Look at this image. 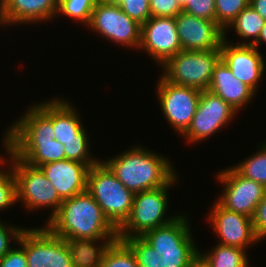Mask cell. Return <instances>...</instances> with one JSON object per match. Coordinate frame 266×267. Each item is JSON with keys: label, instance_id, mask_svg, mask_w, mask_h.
<instances>
[{"label": "cell", "instance_id": "d4e9b609", "mask_svg": "<svg viewBox=\"0 0 266 267\" xmlns=\"http://www.w3.org/2000/svg\"><path fill=\"white\" fill-rule=\"evenodd\" d=\"M245 251V249L218 243L211 252L202 254L199 251V254L210 267H245L249 265L248 254Z\"/></svg>", "mask_w": 266, "mask_h": 267}, {"label": "cell", "instance_id": "d6a6232c", "mask_svg": "<svg viewBox=\"0 0 266 267\" xmlns=\"http://www.w3.org/2000/svg\"><path fill=\"white\" fill-rule=\"evenodd\" d=\"M182 8L184 12L190 15L215 21V0L187 1Z\"/></svg>", "mask_w": 266, "mask_h": 267}, {"label": "cell", "instance_id": "6da1fadb", "mask_svg": "<svg viewBox=\"0 0 266 267\" xmlns=\"http://www.w3.org/2000/svg\"><path fill=\"white\" fill-rule=\"evenodd\" d=\"M186 216L122 241L132 250L139 267H190L199 254Z\"/></svg>", "mask_w": 266, "mask_h": 267}, {"label": "cell", "instance_id": "277c9868", "mask_svg": "<svg viewBox=\"0 0 266 267\" xmlns=\"http://www.w3.org/2000/svg\"><path fill=\"white\" fill-rule=\"evenodd\" d=\"M87 191L118 230L131 213L135 194L128 190L102 161L89 168Z\"/></svg>", "mask_w": 266, "mask_h": 267}, {"label": "cell", "instance_id": "52a82bcc", "mask_svg": "<svg viewBox=\"0 0 266 267\" xmlns=\"http://www.w3.org/2000/svg\"><path fill=\"white\" fill-rule=\"evenodd\" d=\"M4 148L12 159L10 165L13 167L17 183V201L22 200L30 211L39 207H51L53 210L48 222L57 213L63 200L40 168L28 165L6 146Z\"/></svg>", "mask_w": 266, "mask_h": 267}, {"label": "cell", "instance_id": "ffe728a7", "mask_svg": "<svg viewBox=\"0 0 266 267\" xmlns=\"http://www.w3.org/2000/svg\"><path fill=\"white\" fill-rule=\"evenodd\" d=\"M208 90L221 97L237 112L248 104L255 95V92L248 85L232 74V71L222 60L214 68Z\"/></svg>", "mask_w": 266, "mask_h": 267}, {"label": "cell", "instance_id": "44dd1931", "mask_svg": "<svg viewBox=\"0 0 266 267\" xmlns=\"http://www.w3.org/2000/svg\"><path fill=\"white\" fill-rule=\"evenodd\" d=\"M18 159L30 166L40 167L46 163L65 160L64 145L57 140L3 141Z\"/></svg>", "mask_w": 266, "mask_h": 267}, {"label": "cell", "instance_id": "3957f363", "mask_svg": "<svg viewBox=\"0 0 266 267\" xmlns=\"http://www.w3.org/2000/svg\"><path fill=\"white\" fill-rule=\"evenodd\" d=\"M102 162L134 194L166 186L177 175L168 158L146 147L127 149L117 157Z\"/></svg>", "mask_w": 266, "mask_h": 267}, {"label": "cell", "instance_id": "7c38bea8", "mask_svg": "<svg viewBox=\"0 0 266 267\" xmlns=\"http://www.w3.org/2000/svg\"><path fill=\"white\" fill-rule=\"evenodd\" d=\"M235 114L237 111L221 97L202 91L191 125L183 136L189 143L201 142L232 121Z\"/></svg>", "mask_w": 266, "mask_h": 267}, {"label": "cell", "instance_id": "2e32d148", "mask_svg": "<svg viewBox=\"0 0 266 267\" xmlns=\"http://www.w3.org/2000/svg\"><path fill=\"white\" fill-rule=\"evenodd\" d=\"M226 36L224 32V41L220 48L221 60L237 79L256 92L258 82L262 79L266 68L263 56L253 45L227 43Z\"/></svg>", "mask_w": 266, "mask_h": 267}, {"label": "cell", "instance_id": "4fadbf2b", "mask_svg": "<svg viewBox=\"0 0 266 267\" xmlns=\"http://www.w3.org/2000/svg\"><path fill=\"white\" fill-rule=\"evenodd\" d=\"M139 47L161 66L182 51L175 18L150 17L141 25Z\"/></svg>", "mask_w": 266, "mask_h": 267}, {"label": "cell", "instance_id": "5bb4252c", "mask_svg": "<svg viewBox=\"0 0 266 267\" xmlns=\"http://www.w3.org/2000/svg\"><path fill=\"white\" fill-rule=\"evenodd\" d=\"M212 209L208 219L220 238L219 244L246 249L249 245L259 242L253 229L252 218L229 211L217 201Z\"/></svg>", "mask_w": 266, "mask_h": 267}, {"label": "cell", "instance_id": "8992f818", "mask_svg": "<svg viewBox=\"0 0 266 267\" xmlns=\"http://www.w3.org/2000/svg\"><path fill=\"white\" fill-rule=\"evenodd\" d=\"M221 60V50H182L169 58L164 67L163 78L175 85L208 90L215 66Z\"/></svg>", "mask_w": 266, "mask_h": 267}, {"label": "cell", "instance_id": "d6986e66", "mask_svg": "<svg viewBox=\"0 0 266 267\" xmlns=\"http://www.w3.org/2000/svg\"><path fill=\"white\" fill-rule=\"evenodd\" d=\"M59 0H0V25L47 21L58 13Z\"/></svg>", "mask_w": 266, "mask_h": 267}, {"label": "cell", "instance_id": "836d02e7", "mask_svg": "<svg viewBox=\"0 0 266 267\" xmlns=\"http://www.w3.org/2000/svg\"><path fill=\"white\" fill-rule=\"evenodd\" d=\"M151 17L175 18L183 11L178 0H149Z\"/></svg>", "mask_w": 266, "mask_h": 267}, {"label": "cell", "instance_id": "60d3db41", "mask_svg": "<svg viewBox=\"0 0 266 267\" xmlns=\"http://www.w3.org/2000/svg\"><path fill=\"white\" fill-rule=\"evenodd\" d=\"M187 1H193V0H178V2L181 4V6L183 7Z\"/></svg>", "mask_w": 266, "mask_h": 267}, {"label": "cell", "instance_id": "74e56055", "mask_svg": "<svg viewBox=\"0 0 266 267\" xmlns=\"http://www.w3.org/2000/svg\"><path fill=\"white\" fill-rule=\"evenodd\" d=\"M249 4L266 20V0H250Z\"/></svg>", "mask_w": 266, "mask_h": 267}, {"label": "cell", "instance_id": "4316f807", "mask_svg": "<svg viewBox=\"0 0 266 267\" xmlns=\"http://www.w3.org/2000/svg\"><path fill=\"white\" fill-rule=\"evenodd\" d=\"M100 267H139L132 250L116 240L106 251Z\"/></svg>", "mask_w": 266, "mask_h": 267}, {"label": "cell", "instance_id": "f546056e", "mask_svg": "<svg viewBox=\"0 0 266 267\" xmlns=\"http://www.w3.org/2000/svg\"><path fill=\"white\" fill-rule=\"evenodd\" d=\"M89 139H70L64 141L65 157L68 160L77 161L87 165L89 168L99 162L90 156L89 152Z\"/></svg>", "mask_w": 266, "mask_h": 267}, {"label": "cell", "instance_id": "ac0fdd59", "mask_svg": "<svg viewBox=\"0 0 266 267\" xmlns=\"http://www.w3.org/2000/svg\"><path fill=\"white\" fill-rule=\"evenodd\" d=\"M39 168L62 200L87 191L89 167L83 163L65 159L46 163Z\"/></svg>", "mask_w": 266, "mask_h": 267}, {"label": "cell", "instance_id": "9c48e42d", "mask_svg": "<svg viewBox=\"0 0 266 267\" xmlns=\"http://www.w3.org/2000/svg\"><path fill=\"white\" fill-rule=\"evenodd\" d=\"M157 88L158 102L165 118L183 135L191 125L202 91L172 84L163 77H160Z\"/></svg>", "mask_w": 266, "mask_h": 267}, {"label": "cell", "instance_id": "ab89813d", "mask_svg": "<svg viewBox=\"0 0 266 267\" xmlns=\"http://www.w3.org/2000/svg\"><path fill=\"white\" fill-rule=\"evenodd\" d=\"M262 42L266 43V20L264 26L261 29L260 35L253 46L258 49L259 44H261Z\"/></svg>", "mask_w": 266, "mask_h": 267}, {"label": "cell", "instance_id": "e0dca14e", "mask_svg": "<svg viewBox=\"0 0 266 267\" xmlns=\"http://www.w3.org/2000/svg\"><path fill=\"white\" fill-rule=\"evenodd\" d=\"M53 99L32 106L6 131L4 141L53 140Z\"/></svg>", "mask_w": 266, "mask_h": 267}, {"label": "cell", "instance_id": "f1b7e54d", "mask_svg": "<svg viewBox=\"0 0 266 267\" xmlns=\"http://www.w3.org/2000/svg\"><path fill=\"white\" fill-rule=\"evenodd\" d=\"M250 0H215V21L224 30L249 5Z\"/></svg>", "mask_w": 266, "mask_h": 267}, {"label": "cell", "instance_id": "30bf717a", "mask_svg": "<svg viewBox=\"0 0 266 267\" xmlns=\"http://www.w3.org/2000/svg\"><path fill=\"white\" fill-rule=\"evenodd\" d=\"M27 267H72L67 240L47 227L24 229Z\"/></svg>", "mask_w": 266, "mask_h": 267}, {"label": "cell", "instance_id": "9a60e30c", "mask_svg": "<svg viewBox=\"0 0 266 267\" xmlns=\"http://www.w3.org/2000/svg\"><path fill=\"white\" fill-rule=\"evenodd\" d=\"M182 50L198 51L220 49L224 30L216 21L190 15L184 11L175 17Z\"/></svg>", "mask_w": 266, "mask_h": 267}, {"label": "cell", "instance_id": "83f0119b", "mask_svg": "<svg viewBox=\"0 0 266 267\" xmlns=\"http://www.w3.org/2000/svg\"><path fill=\"white\" fill-rule=\"evenodd\" d=\"M99 0H59L57 13H62L69 18L78 20L83 25H88L92 11Z\"/></svg>", "mask_w": 266, "mask_h": 267}, {"label": "cell", "instance_id": "ba28073f", "mask_svg": "<svg viewBox=\"0 0 266 267\" xmlns=\"http://www.w3.org/2000/svg\"><path fill=\"white\" fill-rule=\"evenodd\" d=\"M102 37L136 48L141 42V25L131 19L114 0H99L87 25Z\"/></svg>", "mask_w": 266, "mask_h": 267}, {"label": "cell", "instance_id": "d590c367", "mask_svg": "<svg viewBox=\"0 0 266 267\" xmlns=\"http://www.w3.org/2000/svg\"><path fill=\"white\" fill-rule=\"evenodd\" d=\"M23 230L24 229L19 226H7L0 222V259L12 248L10 239L16 240L15 242H17Z\"/></svg>", "mask_w": 266, "mask_h": 267}, {"label": "cell", "instance_id": "4dcf8cb0", "mask_svg": "<svg viewBox=\"0 0 266 267\" xmlns=\"http://www.w3.org/2000/svg\"><path fill=\"white\" fill-rule=\"evenodd\" d=\"M9 171H0V210H6L8 207L17 203V183L11 165Z\"/></svg>", "mask_w": 266, "mask_h": 267}, {"label": "cell", "instance_id": "603a6c76", "mask_svg": "<svg viewBox=\"0 0 266 267\" xmlns=\"http://www.w3.org/2000/svg\"><path fill=\"white\" fill-rule=\"evenodd\" d=\"M101 240L104 242L101 243ZM116 240L118 238L67 240L72 267H100L106 251ZM98 241L100 245L96 244Z\"/></svg>", "mask_w": 266, "mask_h": 267}, {"label": "cell", "instance_id": "5b68a950", "mask_svg": "<svg viewBox=\"0 0 266 267\" xmlns=\"http://www.w3.org/2000/svg\"><path fill=\"white\" fill-rule=\"evenodd\" d=\"M177 182L175 176L166 186L145 190L134 195L129 217L118 229V240L142 236L147 231L166 225L176 216L164 218L169 207V187Z\"/></svg>", "mask_w": 266, "mask_h": 267}, {"label": "cell", "instance_id": "1f68e13d", "mask_svg": "<svg viewBox=\"0 0 266 267\" xmlns=\"http://www.w3.org/2000/svg\"><path fill=\"white\" fill-rule=\"evenodd\" d=\"M117 5L133 20L140 25L150 17L149 0H114Z\"/></svg>", "mask_w": 266, "mask_h": 267}, {"label": "cell", "instance_id": "7a4b0ae2", "mask_svg": "<svg viewBox=\"0 0 266 267\" xmlns=\"http://www.w3.org/2000/svg\"><path fill=\"white\" fill-rule=\"evenodd\" d=\"M46 227L64 240L118 238V230L88 191L63 200Z\"/></svg>", "mask_w": 266, "mask_h": 267}, {"label": "cell", "instance_id": "cb8c5ba5", "mask_svg": "<svg viewBox=\"0 0 266 267\" xmlns=\"http://www.w3.org/2000/svg\"><path fill=\"white\" fill-rule=\"evenodd\" d=\"M264 23L265 19L261 17L249 4L238 14L227 28L234 27L235 32H237L242 39H246L245 42H239L238 45H253L258 39ZM249 38L253 40L247 42V39Z\"/></svg>", "mask_w": 266, "mask_h": 267}, {"label": "cell", "instance_id": "8d00e7d4", "mask_svg": "<svg viewBox=\"0 0 266 267\" xmlns=\"http://www.w3.org/2000/svg\"><path fill=\"white\" fill-rule=\"evenodd\" d=\"M252 223L255 235L261 241L266 237V192L256 207Z\"/></svg>", "mask_w": 266, "mask_h": 267}, {"label": "cell", "instance_id": "8fae6325", "mask_svg": "<svg viewBox=\"0 0 266 267\" xmlns=\"http://www.w3.org/2000/svg\"><path fill=\"white\" fill-rule=\"evenodd\" d=\"M217 176L224 185L222 197L217 202L229 211L252 218L266 188L259 182L243 177L233 167L222 170Z\"/></svg>", "mask_w": 266, "mask_h": 267}, {"label": "cell", "instance_id": "f35d334b", "mask_svg": "<svg viewBox=\"0 0 266 267\" xmlns=\"http://www.w3.org/2000/svg\"><path fill=\"white\" fill-rule=\"evenodd\" d=\"M190 267H210L206 260L198 254L191 262Z\"/></svg>", "mask_w": 266, "mask_h": 267}, {"label": "cell", "instance_id": "484cf974", "mask_svg": "<svg viewBox=\"0 0 266 267\" xmlns=\"http://www.w3.org/2000/svg\"><path fill=\"white\" fill-rule=\"evenodd\" d=\"M255 153L232 167L243 177L259 182L266 188V142Z\"/></svg>", "mask_w": 266, "mask_h": 267}, {"label": "cell", "instance_id": "7402d4cb", "mask_svg": "<svg viewBox=\"0 0 266 267\" xmlns=\"http://www.w3.org/2000/svg\"><path fill=\"white\" fill-rule=\"evenodd\" d=\"M78 113L65 99H53V129L55 140L64 145L70 139H88Z\"/></svg>", "mask_w": 266, "mask_h": 267}, {"label": "cell", "instance_id": "e575fe53", "mask_svg": "<svg viewBox=\"0 0 266 267\" xmlns=\"http://www.w3.org/2000/svg\"><path fill=\"white\" fill-rule=\"evenodd\" d=\"M18 244L19 248H11L0 259V267H27V258L24 250V230L21 232Z\"/></svg>", "mask_w": 266, "mask_h": 267}]
</instances>
